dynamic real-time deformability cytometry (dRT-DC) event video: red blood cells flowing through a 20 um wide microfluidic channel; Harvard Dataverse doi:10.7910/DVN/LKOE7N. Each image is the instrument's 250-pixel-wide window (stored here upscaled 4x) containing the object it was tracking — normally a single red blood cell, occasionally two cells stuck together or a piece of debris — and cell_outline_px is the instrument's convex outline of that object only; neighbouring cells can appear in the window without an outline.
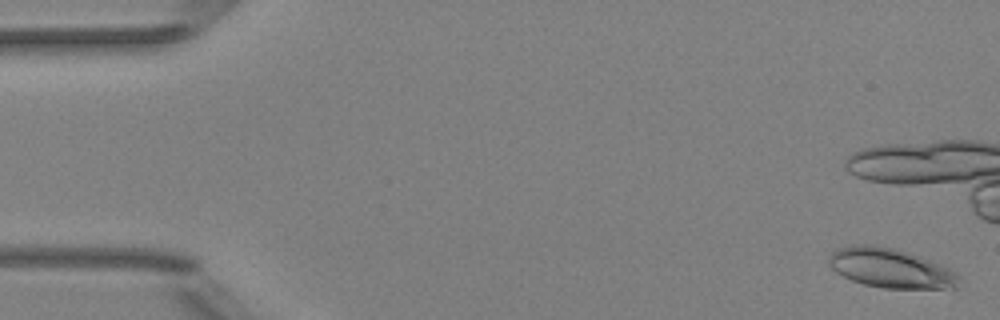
{"species": "Egyptian fruit bat (a non-hibernating species)", "species_latin": "Rousettus aegyptiacus", "temperature_condition": "room temperature", "stored_images_in_passage": 6, "camera_frame_rate_fps": 3000, "um_per_image_px": 0.085, "animal": {"sex": "female"}, "frame": {"image": 1, "passage_image": 1, "time_ms": 0.0, "image_size_px": [1000, 320], "cell_outline_px": [[956, 288], [884, 288], [864, 284], [852, 280], [836, 272], [828, 264], [828, 256], [836, 248], [852, 244], [872, 244], [896, 248], [928, 260], [948, 268], [956, 272]], "centroid_in_image_um": [75.6, 22.77], "position_along_channel_um": 9.4, "area_um2": 29.59}}